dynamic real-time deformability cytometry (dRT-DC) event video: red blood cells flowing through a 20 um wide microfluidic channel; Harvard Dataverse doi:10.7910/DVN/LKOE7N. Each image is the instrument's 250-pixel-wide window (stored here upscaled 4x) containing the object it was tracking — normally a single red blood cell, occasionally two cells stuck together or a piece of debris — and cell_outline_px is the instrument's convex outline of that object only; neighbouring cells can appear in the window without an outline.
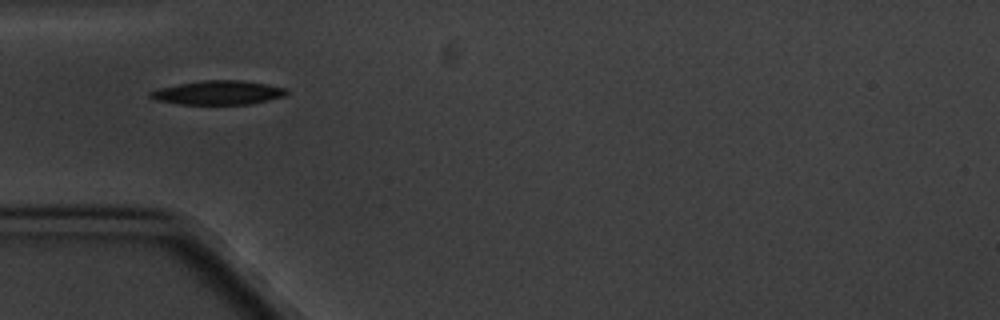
{"species": "common noctule bat (a hibernating species)", "species_latin": "Nyctalus noctula", "temperature_condition": "cold", "stored_images_in_passage": 2, "camera_frame_rate_fps": 3000, "um_per_image_px": 0.085, "animal": {"sex": "male", "body_mass_g": 20.1, "forearm_length_mm": 53.5}, "frame": {"image": 1, "passage_image": 1, "time_ms": 0.0, "image_size_px": [1000, 320], "cell_outline_px": [[288, 92], [284, 96], [268, 100], [248, 104], [180, 104], [156, 100], [148, 96], [148, 92], [160, 88], [176, 84], [204, 80], [244, 80], [268, 84], [288, 88]], "centroid_in_image_um": [18.55, 7.86], "position_along_channel_um": 66.4, "area_um2": 19.13}}